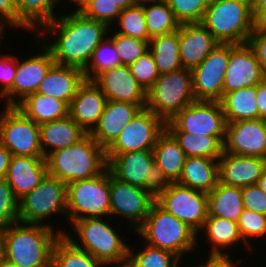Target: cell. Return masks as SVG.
Masks as SVG:
<instances>
[{
  "label": "cell",
  "instance_id": "1",
  "mask_svg": "<svg viewBox=\"0 0 266 267\" xmlns=\"http://www.w3.org/2000/svg\"><path fill=\"white\" fill-rule=\"evenodd\" d=\"M74 10L59 11L58 16L35 35L51 51L56 64L84 71L96 47L108 36L110 27Z\"/></svg>",
  "mask_w": 266,
  "mask_h": 267
},
{
  "label": "cell",
  "instance_id": "2",
  "mask_svg": "<svg viewBox=\"0 0 266 267\" xmlns=\"http://www.w3.org/2000/svg\"><path fill=\"white\" fill-rule=\"evenodd\" d=\"M63 227L56 230L19 221L6 226V262L16 267H52L54 243L67 230Z\"/></svg>",
  "mask_w": 266,
  "mask_h": 267
},
{
  "label": "cell",
  "instance_id": "3",
  "mask_svg": "<svg viewBox=\"0 0 266 267\" xmlns=\"http://www.w3.org/2000/svg\"><path fill=\"white\" fill-rule=\"evenodd\" d=\"M112 220L110 216L106 219L105 217L78 219L70 225L74 233L66 231L64 235L76 247L86 250L106 267L109 265V267H122L128 259L129 243L125 241L126 237L121 236V230H117L116 225L111 224Z\"/></svg>",
  "mask_w": 266,
  "mask_h": 267
},
{
  "label": "cell",
  "instance_id": "4",
  "mask_svg": "<svg viewBox=\"0 0 266 267\" xmlns=\"http://www.w3.org/2000/svg\"><path fill=\"white\" fill-rule=\"evenodd\" d=\"M45 161L48 175L66 184L98 176L108 168L106 150L89 133L76 144L50 153Z\"/></svg>",
  "mask_w": 266,
  "mask_h": 267
},
{
  "label": "cell",
  "instance_id": "5",
  "mask_svg": "<svg viewBox=\"0 0 266 267\" xmlns=\"http://www.w3.org/2000/svg\"><path fill=\"white\" fill-rule=\"evenodd\" d=\"M133 233L140 236L143 243L170 251L183 262L186 254L194 253L201 247L198 246L201 243H198L200 237L197 232L156 202L151 206L144 223Z\"/></svg>",
  "mask_w": 266,
  "mask_h": 267
},
{
  "label": "cell",
  "instance_id": "6",
  "mask_svg": "<svg viewBox=\"0 0 266 267\" xmlns=\"http://www.w3.org/2000/svg\"><path fill=\"white\" fill-rule=\"evenodd\" d=\"M201 24L220 44L248 43L256 26L252 0H210Z\"/></svg>",
  "mask_w": 266,
  "mask_h": 267
},
{
  "label": "cell",
  "instance_id": "7",
  "mask_svg": "<svg viewBox=\"0 0 266 267\" xmlns=\"http://www.w3.org/2000/svg\"><path fill=\"white\" fill-rule=\"evenodd\" d=\"M66 194L67 184L47 174L30 193L19 200V222L57 228L56 223L53 225L50 220L57 214L67 220Z\"/></svg>",
  "mask_w": 266,
  "mask_h": 267
},
{
  "label": "cell",
  "instance_id": "8",
  "mask_svg": "<svg viewBox=\"0 0 266 267\" xmlns=\"http://www.w3.org/2000/svg\"><path fill=\"white\" fill-rule=\"evenodd\" d=\"M194 101L192 70L182 68L159 76L147 91L146 108L167 122Z\"/></svg>",
  "mask_w": 266,
  "mask_h": 267
},
{
  "label": "cell",
  "instance_id": "9",
  "mask_svg": "<svg viewBox=\"0 0 266 267\" xmlns=\"http://www.w3.org/2000/svg\"><path fill=\"white\" fill-rule=\"evenodd\" d=\"M67 220L110 216V170L67 184Z\"/></svg>",
  "mask_w": 266,
  "mask_h": 267
},
{
  "label": "cell",
  "instance_id": "10",
  "mask_svg": "<svg viewBox=\"0 0 266 267\" xmlns=\"http://www.w3.org/2000/svg\"><path fill=\"white\" fill-rule=\"evenodd\" d=\"M0 142L13 156L43 157L40 126L15 106L0 111Z\"/></svg>",
  "mask_w": 266,
  "mask_h": 267
},
{
  "label": "cell",
  "instance_id": "11",
  "mask_svg": "<svg viewBox=\"0 0 266 267\" xmlns=\"http://www.w3.org/2000/svg\"><path fill=\"white\" fill-rule=\"evenodd\" d=\"M166 130V122L147 108L141 109L106 149L109 163L117 154L153 150L158 137Z\"/></svg>",
  "mask_w": 266,
  "mask_h": 267
},
{
  "label": "cell",
  "instance_id": "12",
  "mask_svg": "<svg viewBox=\"0 0 266 267\" xmlns=\"http://www.w3.org/2000/svg\"><path fill=\"white\" fill-rule=\"evenodd\" d=\"M156 203L166 212L188 224L197 233L203 228L208 216L207 193L183 186L177 182L163 191Z\"/></svg>",
  "mask_w": 266,
  "mask_h": 267
},
{
  "label": "cell",
  "instance_id": "13",
  "mask_svg": "<svg viewBox=\"0 0 266 267\" xmlns=\"http://www.w3.org/2000/svg\"><path fill=\"white\" fill-rule=\"evenodd\" d=\"M156 202L145 189L135 187L116 178L110 171V217L114 220L121 218L136 231ZM123 219V220H122Z\"/></svg>",
  "mask_w": 266,
  "mask_h": 267
},
{
  "label": "cell",
  "instance_id": "14",
  "mask_svg": "<svg viewBox=\"0 0 266 267\" xmlns=\"http://www.w3.org/2000/svg\"><path fill=\"white\" fill-rule=\"evenodd\" d=\"M33 40L38 44L40 52L26 56L24 59L17 56L16 75L12 89L1 99L5 106H16L25 97L36 93L40 83L45 78L51 66L55 63L51 51L36 37ZM41 48V49H40Z\"/></svg>",
  "mask_w": 266,
  "mask_h": 267
},
{
  "label": "cell",
  "instance_id": "15",
  "mask_svg": "<svg viewBox=\"0 0 266 267\" xmlns=\"http://www.w3.org/2000/svg\"><path fill=\"white\" fill-rule=\"evenodd\" d=\"M229 55L230 44L219 43L206 59L192 70L196 101H221Z\"/></svg>",
  "mask_w": 266,
  "mask_h": 267
},
{
  "label": "cell",
  "instance_id": "16",
  "mask_svg": "<svg viewBox=\"0 0 266 267\" xmlns=\"http://www.w3.org/2000/svg\"><path fill=\"white\" fill-rule=\"evenodd\" d=\"M180 131L225 140L226 120L217 101H194L170 120Z\"/></svg>",
  "mask_w": 266,
  "mask_h": 267
},
{
  "label": "cell",
  "instance_id": "17",
  "mask_svg": "<svg viewBox=\"0 0 266 267\" xmlns=\"http://www.w3.org/2000/svg\"><path fill=\"white\" fill-rule=\"evenodd\" d=\"M266 78L254 50L248 43L230 44L229 64L223 80V95L256 86Z\"/></svg>",
  "mask_w": 266,
  "mask_h": 267
},
{
  "label": "cell",
  "instance_id": "18",
  "mask_svg": "<svg viewBox=\"0 0 266 267\" xmlns=\"http://www.w3.org/2000/svg\"><path fill=\"white\" fill-rule=\"evenodd\" d=\"M224 152L266 159V121L259 118L227 123Z\"/></svg>",
  "mask_w": 266,
  "mask_h": 267
},
{
  "label": "cell",
  "instance_id": "19",
  "mask_svg": "<svg viewBox=\"0 0 266 267\" xmlns=\"http://www.w3.org/2000/svg\"><path fill=\"white\" fill-rule=\"evenodd\" d=\"M93 82L101 89L107 100L129 102L146 108L147 92L141 87L131 69L119 65L100 73Z\"/></svg>",
  "mask_w": 266,
  "mask_h": 267
},
{
  "label": "cell",
  "instance_id": "20",
  "mask_svg": "<svg viewBox=\"0 0 266 267\" xmlns=\"http://www.w3.org/2000/svg\"><path fill=\"white\" fill-rule=\"evenodd\" d=\"M181 65L196 68L219 42L201 23H182L178 29Z\"/></svg>",
  "mask_w": 266,
  "mask_h": 267
},
{
  "label": "cell",
  "instance_id": "21",
  "mask_svg": "<svg viewBox=\"0 0 266 267\" xmlns=\"http://www.w3.org/2000/svg\"><path fill=\"white\" fill-rule=\"evenodd\" d=\"M265 168L264 158L223 152L218 159L219 182L241 188L255 185Z\"/></svg>",
  "mask_w": 266,
  "mask_h": 267
},
{
  "label": "cell",
  "instance_id": "22",
  "mask_svg": "<svg viewBox=\"0 0 266 267\" xmlns=\"http://www.w3.org/2000/svg\"><path fill=\"white\" fill-rule=\"evenodd\" d=\"M141 109L138 104L107 100L98 124L89 134L106 150Z\"/></svg>",
  "mask_w": 266,
  "mask_h": 267
},
{
  "label": "cell",
  "instance_id": "23",
  "mask_svg": "<svg viewBox=\"0 0 266 267\" xmlns=\"http://www.w3.org/2000/svg\"><path fill=\"white\" fill-rule=\"evenodd\" d=\"M106 102L101 89L93 81L85 79L69 105V116L90 133L98 124Z\"/></svg>",
  "mask_w": 266,
  "mask_h": 267
},
{
  "label": "cell",
  "instance_id": "24",
  "mask_svg": "<svg viewBox=\"0 0 266 267\" xmlns=\"http://www.w3.org/2000/svg\"><path fill=\"white\" fill-rule=\"evenodd\" d=\"M48 174L44 157L11 156L6 181L20 200Z\"/></svg>",
  "mask_w": 266,
  "mask_h": 267
},
{
  "label": "cell",
  "instance_id": "25",
  "mask_svg": "<svg viewBox=\"0 0 266 267\" xmlns=\"http://www.w3.org/2000/svg\"><path fill=\"white\" fill-rule=\"evenodd\" d=\"M85 81L82 69L54 63L36 93L53 97L70 105L79 86Z\"/></svg>",
  "mask_w": 266,
  "mask_h": 267
},
{
  "label": "cell",
  "instance_id": "26",
  "mask_svg": "<svg viewBox=\"0 0 266 267\" xmlns=\"http://www.w3.org/2000/svg\"><path fill=\"white\" fill-rule=\"evenodd\" d=\"M197 234L198 236L201 235L202 242V236L207 238L206 243H209L207 244L210 245L209 248L211 247L208 250V255H231L229 252L240 243L245 246L246 250L248 249L247 251H252L244 243L239 233L238 224L231 220L207 216L203 228Z\"/></svg>",
  "mask_w": 266,
  "mask_h": 267
},
{
  "label": "cell",
  "instance_id": "27",
  "mask_svg": "<svg viewBox=\"0 0 266 267\" xmlns=\"http://www.w3.org/2000/svg\"><path fill=\"white\" fill-rule=\"evenodd\" d=\"M153 162V150L132 151L117 154L108 163V168L121 181L145 189L147 173Z\"/></svg>",
  "mask_w": 266,
  "mask_h": 267
},
{
  "label": "cell",
  "instance_id": "28",
  "mask_svg": "<svg viewBox=\"0 0 266 267\" xmlns=\"http://www.w3.org/2000/svg\"><path fill=\"white\" fill-rule=\"evenodd\" d=\"M39 126L44 158L56 150L76 144L88 134L69 115Z\"/></svg>",
  "mask_w": 266,
  "mask_h": 267
},
{
  "label": "cell",
  "instance_id": "29",
  "mask_svg": "<svg viewBox=\"0 0 266 267\" xmlns=\"http://www.w3.org/2000/svg\"><path fill=\"white\" fill-rule=\"evenodd\" d=\"M219 182L218 159L187 157L177 183L197 191L209 193Z\"/></svg>",
  "mask_w": 266,
  "mask_h": 267
},
{
  "label": "cell",
  "instance_id": "30",
  "mask_svg": "<svg viewBox=\"0 0 266 267\" xmlns=\"http://www.w3.org/2000/svg\"><path fill=\"white\" fill-rule=\"evenodd\" d=\"M59 1L61 2V0H15L18 29L31 31L32 36L36 34L46 23L58 16L55 10H59L57 6L62 4Z\"/></svg>",
  "mask_w": 266,
  "mask_h": 267
},
{
  "label": "cell",
  "instance_id": "31",
  "mask_svg": "<svg viewBox=\"0 0 266 267\" xmlns=\"http://www.w3.org/2000/svg\"><path fill=\"white\" fill-rule=\"evenodd\" d=\"M166 130L187 157L219 159L224 152V141L220 137L182 132L170 120L166 122Z\"/></svg>",
  "mask_w": 266,
  "mask_h": 267
},
{
  "label": "cell",
  "instance_id": "32",
  "mask_svg": "<svg viewBox=\"0 0 266 267\" xmlns=\"http://www.w3.org/2000/svg\"><path fill=\"white\" fill-rule=\"evenodd\" d=\"M15 107L38 125L69 115V105L66 102L39 93L28 95Z\"/></svg>",
  "mask_w": 266,
  "mask_h": 267
},
{
  "label": "cell",
  "instance_id": "33",
  "mask_svg": "<svg viewBox=\"0 0 266 267\" xmlns=\"http://www.w3.org/2000/svg\"><path fill=\"white\" fill-rule=\"evenodd\" d=\"M208 216L238 222L243 213L242 188L218 182L208 194Z\"/></svg>",
  "mask_w": 266,
  "mask_h": 267
},
{
  "label": "cell",
  "instance_id": "34",
  "mask_svg": "<svg viewBox=\"0 0 266 267\" xmlns=\"http://www.w3.org/2000/svg\"><path fill=\"white\" fill-rule=\"evenodd\" d=\"M257 85L225 93L220 101L226 123L259 119Z\"/></svg>",
  "mask_w": 266,
  "mask_h": 267
},
{
  "label": "cell",
  "instance_id": "35",
  "mask_svg": "<svg viewBox=\"0 0 266 267\" xmlns=\"http://www.w3.org/2000/svg\"><path fill=\"white\" fill-rule=\"evenodd\" d=\"M154 161L171 182H177L187 158L175 138L165 130L153 148Z\"/></svg>",
  "mask_w": 266,
  "mask_h": 267
},
{
  "label": "cell",
  "instance_id": "36",
  "mask_svg": "<svg viewBox=\"0 0 266 267\" xmlns=\"http://www.w3.org/2000/svg\"><path fill=\"white\" fill-rule=\"evenodd\" d=\"M149 51L153 54L160 75L183 68L180 60L178 30L151 38Z\"/></svg>",
  "mask_w": 266,
  "mask_h": 267
},
{
  "label": "cell",
  "instance_id": "37",
  "mask_svg": "<svg viewBox=\"0 0 266 267\" xmlns=\"http://www.w3.org/2000/svg\"><path fill=\"white\" fill-rule=\"evenodd\" d=\"M144 8V16L148 37L171 33L179 29L180 22L165 0H140Z\"/></svg>",
  "mask_w": 266,
  "mask_h": 267
},
{
  "label": "cell",
  "instance_id": "38",
  "mask_svg": "<svg viewBox=\"0 0 266 267\" xmlns=\"http://www.w3.org/2000/svg\"><path fill=\"white\" fill-rule=\"evenodd\" d=\"M52 267H106L86 250L76 247L65 235L54 243Z\"/></svg>",
  "mask_w": 266,
  "mask_h": 267
},
{
  "label": "cell",
  "instance_id": "39",
  "mask_svg": "<svg viewBox=\"0 0 266 267\" xmlns=\"http://www.w3.org/2000/svg\"><path fill=\"white\" fill-rule=\"evenodd\" d=\"M139 250L129 244L128 259L122 267H180L182 260L174 253L145 243ZM137 251V252H136Z\"/></svg>",
  "mask_w": 266,
  "mask_h": 267
},
{
  "label": "cell",
  "instance_id": "40",
  "mask_svg": "<svg viewBox=\"0 0 266 267\" xmlns=\"http://www.w3.org/2000/svg\"><path fill=\"white\" fill-rule=\"evenodd\" d=\"M121 65L113 40L107 36L94 50L92 58L84 70L86 80L93 81L100 73Z\"/></svg>",
  "mask_w": 266,
  "mask_h": 267
},
{
  "label": "cell",
  "instance_id": "41",
  "mask_svg": "<svg viewBox=\"0 0 266 267\" xmlns=\"http://www.w3.org/2000/svg\"><path fill=\"white\" fill-rule=\"evenodd\" d=\"M113 25L115 27L112 26L111 29L114 28V32L118 34L142 40H150L146 28L144 8L140 2L122 10ZM116 26H118V28H116Z\"/></svg>",
  "mask_w": 266,
  "mask_h": 267
},
{
  "label": "cell",
  "instance_id": "42",
  "mask_svg": "<svg viewBox=\"0 0 266 267\" xmlns=\"http://www.w3.org/2000/svg\"><path fill=\"white\" fill-rule=\"evenodd\" d=\"M244 243L252 250L260 238L266 239V215L244 209L237 222ZM258 238V239H257ZM257 240V241H256ZM254 244H253V242Z\"/></svg>",
  "mask_w": 266,
  "mask_h": 267
},
{
  "label": "cell",
  "instance_id": "43",
  "mask_svg": "<svg viewBox=\"0 0 266 267\" xmlns=\"http://www.w3.org/2000/svg\"><path fill=\"white\" fill-rule=\"evenodd\" d=\"M112 30V32H111ZM108 36L113 40L121 65L130 66L149 50V41L118 34L110 28Z\"/></svg>",
  "mask_w": 266,
  "mask_h": 267
},
{
  "label": "cell",
  "instance_id": "44",
  "mask_svg": "<svg viewBox=\"0 0 266 267\" xmlns=\"http://www.w3.org/2000/svg\"><path fill=\"white\" fill-rule=\"evenodd\" d=\"M77 10L85 17L103 22L110 28L122 12L115 0H86Z\"/></svg>",
  "mask_w": 266,
  "mask_h": 267
},
{
  "label": "cell",
  "instance_id": "45",
  "mask_svg": "<svg viewBox=\"0 0 266 267\" xmlns=\"http://www.w3.org/2000/svg\"><path fill=\"white\" fill-rule=\"evenodd\" d=\"M182 23H201L210 0H165Z\"/></svg>",
  "mask_w": 266,
  "mask_h": 267
},
{
  "label": "cell",
  "instance_id": "46",
  "mask_svg": "<svg viewBox=\"0 0 266 267\" xmlns=\"http://www.w3.org/2000/svg\"><path fill=\"white\" fill-rule=\"evenodd\" d=\"M129 67L132 75L146 92L153 86L160 76L153 54L149 50Z\"/></svg>",
  "mask_w": 266,
  "mask_h": 267
},
{
  "label": "cell",
  "instance_id": "47",
  "mask_svg": "<svg viewBox=\"0 0 266 267\" xmlns=\"http://www.w3.org/2000/svg\"><path fill=\"white\" fill-rule=\"evenodd\" d=\"M19 221V199L5 178L0 180V226Z\"/></svg>",
  "mask_w": 266,
  "mask_h": 267
},
{
  "label": "cell",
  "instance_id": "48",
  "mask_svg": "<svg viewBox=\"0 0 266 267\" xmlns=\"http://www.w3.org/2000/svg\"><path fill=\"white\" fill-rule=\"evenodd\" d=\"M0 99H2L11 89L14 83L17 55L1 51L0 49ZM1 101V100H0Z\"/></svg>",
  "mask_w": 266,
  "mask_h": 267
},
{
  "label": "cell",
  "instance_id": "49",
  "mask_svg": "<svg viewBox=\"0 0 266 267\" xmlns=\"http://www.w3.org/2000/svg\"><path fill=\"white\" fill-rule=\"evenodd\" d=\"M244 209L266 215V193L257 185L242 187Z\"/></svg>",
  "mask_w": 266,
  "mask_h": 267
},
{
  "label": "cell",
  "instance_id": "50",
  "mask_svg": "<svg viewBox=\"0 0 266 267\" xmlns=\"http://www.w3.org/2000/svg\"><path fill=\"white\" fill-rule=\"evenodd\" d=\"M171 184L172 182L154 161L150 165L149 171L147 173L145 180V190L149 192L154 198H157Z\"/></svg>",
  "mask_w": 266,
  "mask_h": 267
},
{
  "label": "cell",
  "instance_id": "51",
  "mask_svg": "<svg viewBox=\"0 0 266 267\" xmlns=\"http://www.w3.org/2000/svg\"><path fill=\"white\" fill-rule=\"evenodd\" d=\"M248 44L254 50L266 76V28L262 25H256L249 37Z\"/></svg>",
  "mask_w": 266,
  "mask_h": 267
},
{
  "label": "cell",
  "instance_id": "52",
  "mask_svg": "<svg viewBox=\"0 0 266 267\" xmlns=\"http://www.w3.org/2000/svg\"><path fill=\"white\" fill-rule=\"evenodd\" d=\"M0 21L9 29H18V11L15 0H0Z\"/></svg>",
  "mask_w": 266,
  "mask_h": 267
},
{
  "label": "cell",
  "instance_id": "53",
  "mask_svg": "<svg viewBox=\"0 0 266 267\" xmlns=\"http://www.w3.org/2000/svg\"><path fill=\"white\" fill-rule=\"evenodd\" d=\"M233 257L234 256L231 255H208L206 256V261L203 262L202 260L198 263V266L195 263L194 265H196V267H240L243 260H233L235 259Z\"/></svg>",
  "mask_w": 266,
  "mask_h": 267
},
{
  "label": "cell",
  "instance_id": "54",
  "mask_svg": "<svg viewBox=\"0 0 266 267\" xmlns=\"http://www.w3.org/2000/svg\"><path fill=\"white\" fill-rule=\"evenodd\" d=\"M256 101L259 110V118L266 121V78L257 85Z\"/></svg>",
  "mask_w": 266,
  "mask_h": 267
},
{
  "label": "cell",
  "instance_id": "55",
  "mask_svg": "<svg viewBox=\"0 0 266 267\" xmlns=\"http://www.w3.org/2000/svg\"><path fill=\"white\" fill-rule=\"evenodd\" d=\"M252 8L255 25H262L266 21V0H252Z\"/></svg>",
  "mask_w": 266,
  "mask_h": 267
},
{
  "label": "cell",
  "instance_id": "56",
  "mask_svg": "<svg viewBox=\"0 0 266 267\" xmlns=\"http://www.w3.org/2000/svg\"><path fill=\"white\" fill-rule=\"evenodd\" d=\"M11 152L0 142V178L6 177L11 159Z\"/></svg>",
  "mask_w": 266,
  "mask_h": 267
},
{
  "label": "cell",
  "instance_id": "57",
  "mask_svg": "<svg viewBox=\"0 0 266 267\" xmlns=\"http://www.w3.org/2000/svg\"><path fill=\"white\" fill-rule=\"evenodd\" d=\"M6 262L5 227L0 226V265Z\"/></svg>",
  "mask_w": 266,
  "mask_h": 267
},
{
  "label": "cell",
  "instance_id": "58",
  "mask_svg": "<svg viewBox=\"0 0 266 267\" xmlns=\"http://www.w3.org/2000/svg\"><path fill=\"white\" fill-rule=\"evenodd\" d=\"M118 6L124 10L140 2V0H115Z\"/></svg>",
  "mask_w": 266,
  "mask_h": 267
},
{
  "label": "cell",
  "instance_id": "59",
  "mask_svg": "<svg viewBox=\"0 0 266 267\" xmlns=\"http://www.w3.org/2000/svg\"><path fill=\"white\" fill-rule=\"evenodd\" d=\"M257 185L266 193V168L264 169L261 177L257 181Z\"/></svg>",
  "mask_w": 266,
  "mask_h": 267
},
{
  "label": "cell",
  "instance_id": "60",
  "mask_svg": "<svg viewBox=\"0 0 266 267\" xmlns=\"http://www.w3.org/2000/svg\"><path fill=\"white\" fill-rule=\"evenodd\" d=\"M6 29H9L5 24H3L1 21H0V46H1V43H3V39L5 38V34H6ZM5 33V34H4ZM4 37V38H3Z\"/></svg>",
  "mask_w": 266,
  "mask_h": 267
},
{
  "label": "cell",
  "instance_id": "61",
  "mask_svg": "<svg viewBox=\"0 0 266 267\" xmlns=\"http://www.w3.org/2000/svg\"><path fill=\"white\" fill-rule=\"evenodd\" d=\"M70 3L69 4H74V6L76 7L75 9H78L86 0H67Z\"/></svg>",
  "mask_w": 266,
  "mask_h": 267
},
{
  "label": "cell",
  "instance_id": "62",
  "mask_svg": "<svg viewBox=\"0 0 266 267\" xmlns=\"http://www.w3.org/2000/svg\"><path fill=\"white\" fill-rule=\"evenodd\" d=\"M0 267H16V266H13V265L5 262L4 264L0 265Z\"/></svg>",
  "mask_w": 266,
  "mask_h": 267
},
{
  "label": "cell",
  "instance_id": "63",
  "mask_svg": "<svg viewBox=\"0 0 266 267\" xmlns=\"http://www.w3.org/2000/svg\"><path fill=\"white\" fill-rule=\"evenodd\" d=\"M262 26H263L264 28H266V21L262 24Z\"/></svg>",
  "mask_w": 266,
  "mask_h": 267
}]
</instances>
